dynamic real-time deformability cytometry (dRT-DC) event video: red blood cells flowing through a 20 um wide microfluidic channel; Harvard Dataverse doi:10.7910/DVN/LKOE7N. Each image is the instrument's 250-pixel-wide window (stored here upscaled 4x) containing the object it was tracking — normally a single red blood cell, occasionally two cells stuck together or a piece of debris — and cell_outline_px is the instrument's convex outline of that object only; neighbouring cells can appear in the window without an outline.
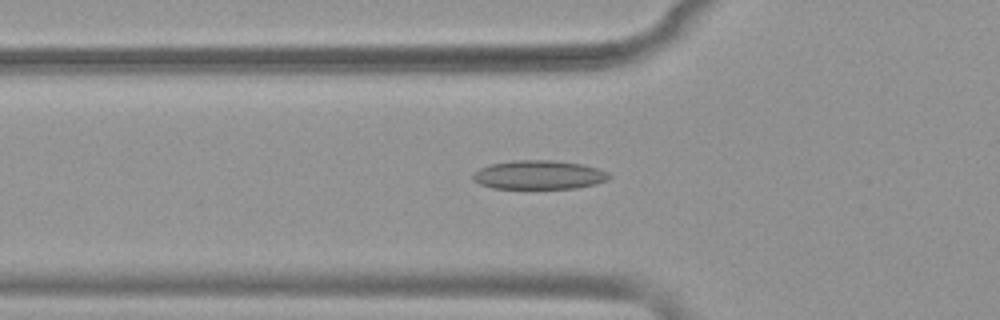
{"species": "common noctule bat (a hibernating species)", "species_latin": "Nyctalus noctula", "temperature_condition": "warm", "stored_images_in_passage": 45, "camera_frame_rate_fps": 3000, "um_per_image_px": 0.085, "animal": {"sex": "female", "body_mass_g": 19.9}, "frame": {"image": 1, "passage_image": 11, "time_ms": 3.333, "image_size_px": [1000, 320], "cell_outline_px": [[612, 176], [608, 180], [596, 184], [576, 188], [492, 188], [480, 184], [472, 180], [472, 172], [480, 168], [492, 164], [512, 160], [552, 160], [584, 164], [608, 172]], "centroid_in_image_um": [45.81, 14.86], "position_along_channel_um": 80.0, "area_um2": 23.06}}
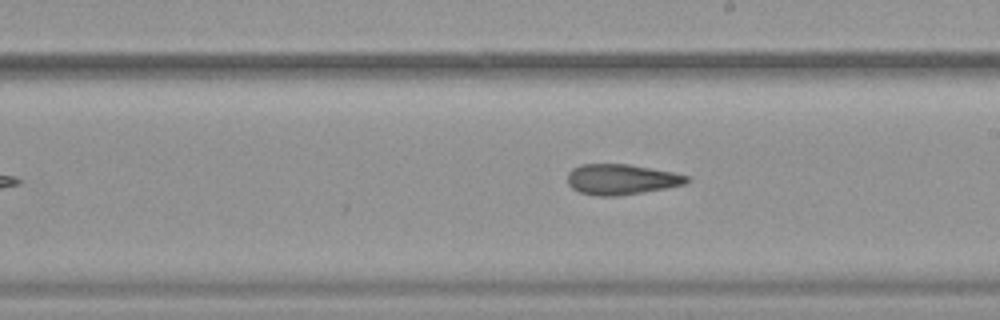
{"frame": {"image": 2, "passage_image": 23, "time_ms": 7.333, "image_size_px": [1000, 320], "cell_outline_px": [[692, 180], [684, 184], [644, 192], [616, 196], [596, 196], [580, 192], [572, 188], [568, 184], [568, 172], [572, 168], [580, 164], [628, 164], [672, 172], [688, 176]], "centroid_in_image_um": [52.79, 15.24], "position_along_channel_um": 236.2, "area_um2": 21.15}}
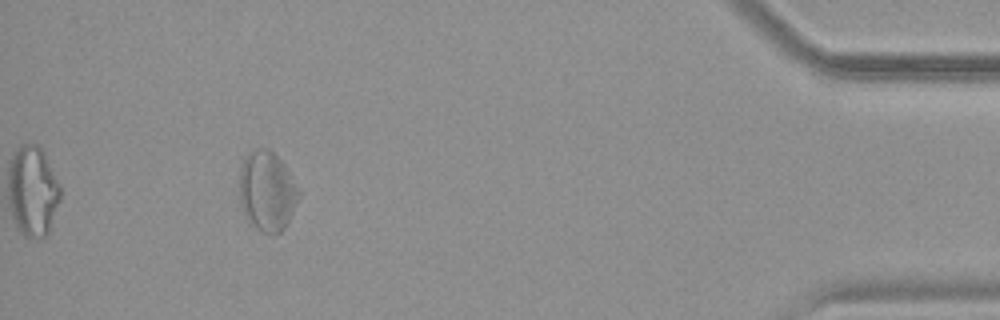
{"frame": {"image": 3, "passage_image": 41, "time_ms": 13.333, "image_size_px": [1000, 320], "cell_outline_px": [[300, 196], [284, 228], [280, 232], [264, 232], [256, 228], [244, 216], [240, 200], [240, 168], [248, 152], [256, 148], [268, 148], [284, 164], [300, 188]], "centroid_in_image_um": [22.7, 16.22], "position_along_channel_um": 412.5, "area_um2": 27.4}, "authors_computed_cell_mechanics": {"area_um2": 23.2934, "velocity_mm_per_s": 3.8981, "shape_relaxation_time_tau1_ms": null, "shape_relaxation_time_tau2_ms": 2.699, "deformation_change_tau1": null, "deformation_change_tau2": 0.1026}}